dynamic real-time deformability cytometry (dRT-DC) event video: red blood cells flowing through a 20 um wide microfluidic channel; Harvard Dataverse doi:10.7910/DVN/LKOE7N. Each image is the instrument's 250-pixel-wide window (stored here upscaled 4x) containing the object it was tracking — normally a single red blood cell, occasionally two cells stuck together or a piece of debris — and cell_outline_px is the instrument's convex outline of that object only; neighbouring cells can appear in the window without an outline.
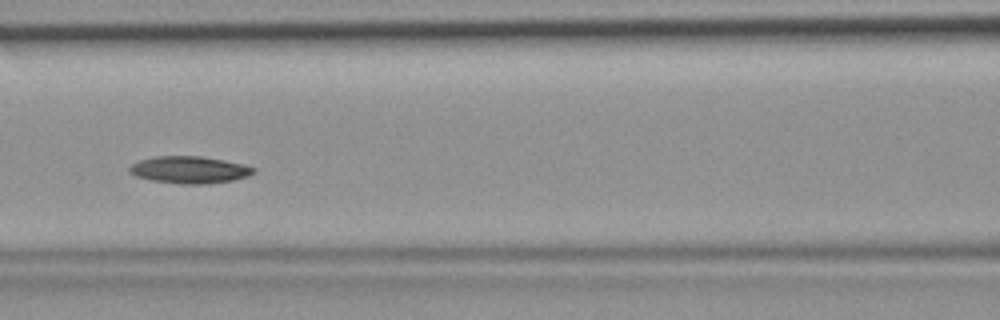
{"species": "common noctule bat (a hibernating species)", "species_latin": "Nyctalus noctula", "temperature_condition": "room temperature", "stored_images_in_passage": 48, "camera_frame_rate_fps": 3000, "um_per_image_px": 0.085, "animal": {"sex": "female", "body_mass_g": 19.9}, "frame": {"image": 1, "passage_image": 21, "time_ms": 6.667, "image_size_px": [1000, 320], "cell_outline_px": [[256, 172], [248, 176], [232, 180], [208, 184], [180, 184], [152, 180], [136, 176], [128, 172], [128, 168], [132, 164], [140, 160], [156, 156], [200, 156], [224, 160], [244, 164], [256, 168]], "centroid_in_image_um": [16.12, 14.43], "position_along_channel_um": 150.5, "area_um2": 19.65}}
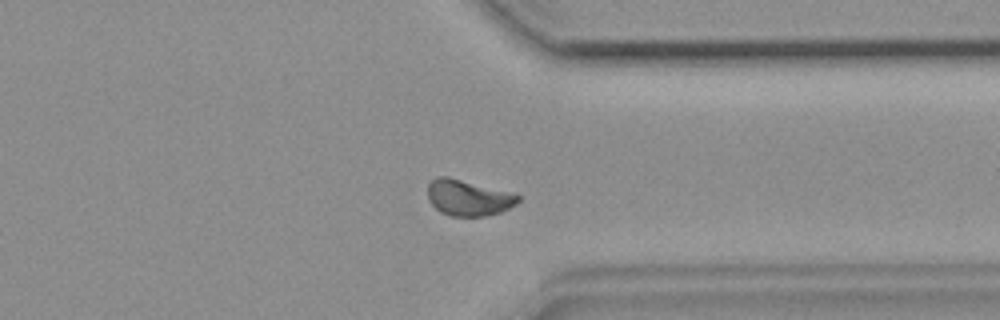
{"frame": {"image": 2, "passage_image": 37, "time_ms": 12.0, "image_size_px": [1000, 320], "cell_outline_px": [[520, 200], [516, 204], [500, 212], [484, 216], [452, 216], [440, 212], [428, 200], [428, 184], [436, 176], [448, 176], [508, 192], [520, 196]], "centroid_in_image_um": [39.76, 16.81], "position_along_channel_um": 371.6, "area_um2": 18.73}}
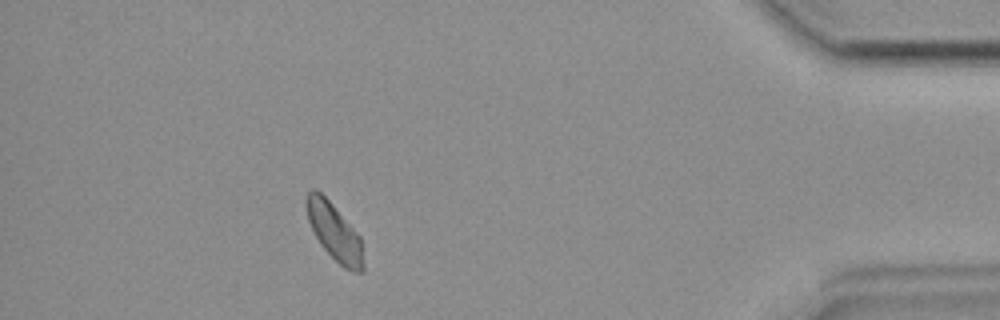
{"frame": {"image": 3, "passage_image": 43, "time_ms": 14.0, "image_size_px": [1000, 320], "cell_outline_px": [[364, 272], [352, 272], [344, 268], [320, 244], [308, 220], [304, 204], [304, 200], [308, 192], [312, 188], [316, 188], [332, 204], [360, 236], [364, 264]], "centroid_in_image_um": [28.41, 19.7], "position_along_channel_um": 406.8, "area_um2": 18.84}}